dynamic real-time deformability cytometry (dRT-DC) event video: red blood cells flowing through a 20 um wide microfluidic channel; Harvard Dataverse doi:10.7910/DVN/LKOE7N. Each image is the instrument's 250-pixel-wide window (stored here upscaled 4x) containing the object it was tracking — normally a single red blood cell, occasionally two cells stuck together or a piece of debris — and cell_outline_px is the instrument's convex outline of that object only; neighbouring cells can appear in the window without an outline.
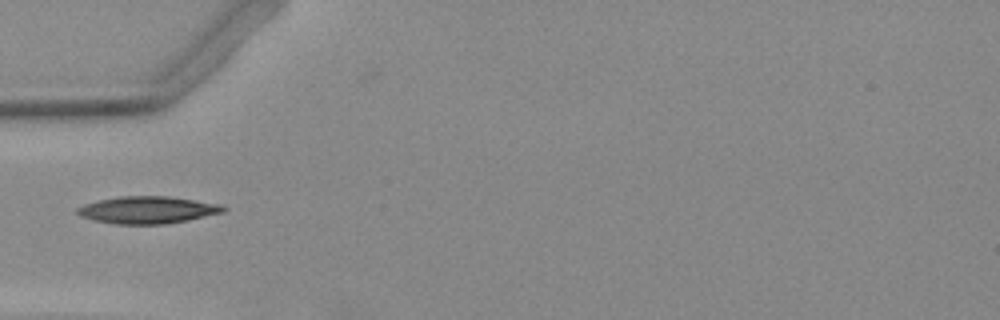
{"species": "Egyptian fruit bat (a non-hibernating species)", "species_latin": "Rousettus aegyptiacus", "temperature_condition": "warm", "stored_images_in_passage": 36, "camera_frame_rate_fps": 3000, "um_per_image_px": 0.085, "animal": {"sex": "female"}, "frame": {"image": 1, "passage_image": 1, "time_ms": 0.0, "image_size_px": [1000, 320], "cell_outline_px": [[228, 208], [224, 212], [188, 220], [164, 224], [116, 224], [92, 220], [80, 216], [76, 212], [76, 208], [84, 204], [96, 200], [120, 196], [168, 196], [224, 204]], "centroid_in_image_um": [12.55, 17.84], "position_along_channel_um": 72.4, "area_um2": 23.41}}
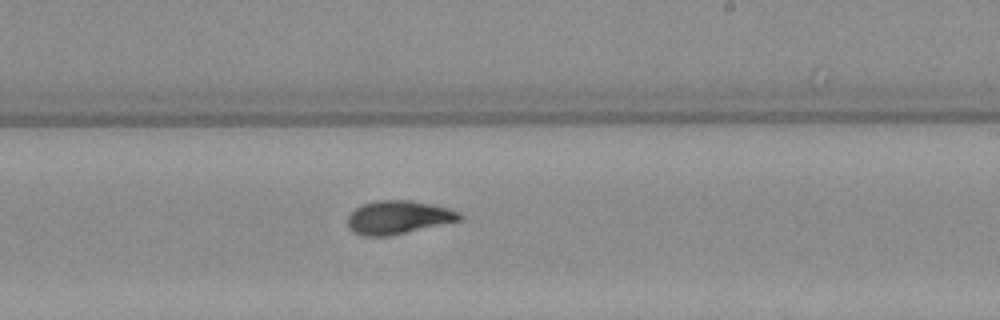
{"frame": {"image": 2, "passage_image": 15, "time_ms": 4.667, "image_size_px": [1000, 320], "cell_outline_px": [[464, 216], [460, 220], [388, 236], [364, 236], [352, 232], [348, 228], [348, 216], [356, 208], [364, 204], [376, 200], [412, 200], [432, 204], [448, 208], [460, 212]], "centroid_in_image_um": [33.84, 18.47], "position_along_channel_um": 255.2, "area_um2": 21.68}}
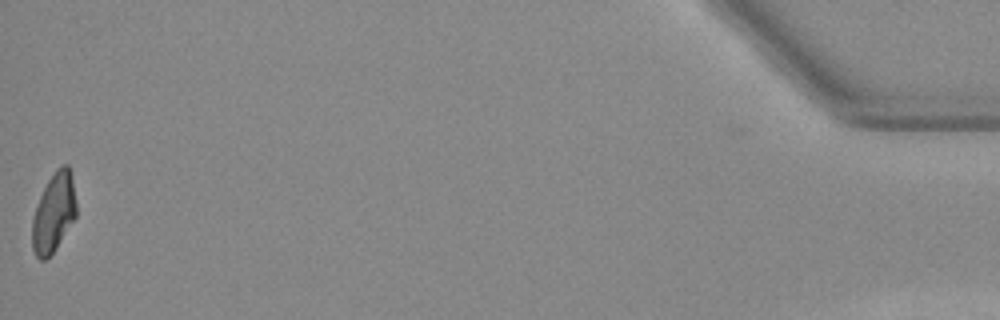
{"frame": {"image": 3, "passage_image": 36, "time_ms": 11.667, "image_size_px": [1000, 320], "cell_outline_px": [[76, 216], [52, 252], [44, 260], [40, 260], [36, 256], [32, 248], [32, 220], [40, 196], [48, 180], [56, 168], [60, 164], [68, 164], [72, 180], [76, 200]], "centroid_in_image_um": [4.56, 18.04], "position_along_channel_um": 430.6, "area_um2": 19.94}}